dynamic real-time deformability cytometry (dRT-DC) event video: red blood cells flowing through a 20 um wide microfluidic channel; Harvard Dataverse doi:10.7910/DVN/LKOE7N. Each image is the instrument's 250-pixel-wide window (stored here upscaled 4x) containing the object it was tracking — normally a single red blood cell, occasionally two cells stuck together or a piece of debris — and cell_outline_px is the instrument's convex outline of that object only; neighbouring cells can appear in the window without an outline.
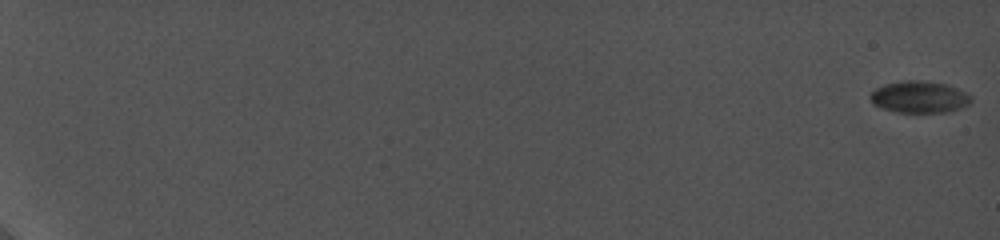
{"species": "common noctule bat (a hibernating species)", "species_latin": "Nyctalus noctula", "temperature_condition": "cold", "stored_images_in_passage": 22, "camera_frame_rate_fps": 5000, "um_per_image_px": 0.085, "animal": {"sex": "female", "body_mass_g": 19.0, "forearm_length_mm": 56.7}, "frame": {"image": 1, "passage_image": 1, "time_ms": 0.0, "image_size_px": [1000, 240], "cell_outline_px": [[972, 100], [968, 104], [944, 112], [896, 112], [872, 104], [872, 92], [876, 88], [884, 84], [900, 80], [920, 80], [944, 84], [968, 92], [972, 96]], "centroid_in_image_um": [78.14, 8.23], "position_along_channel_um": 6.9, "area_um2": 18.44}}
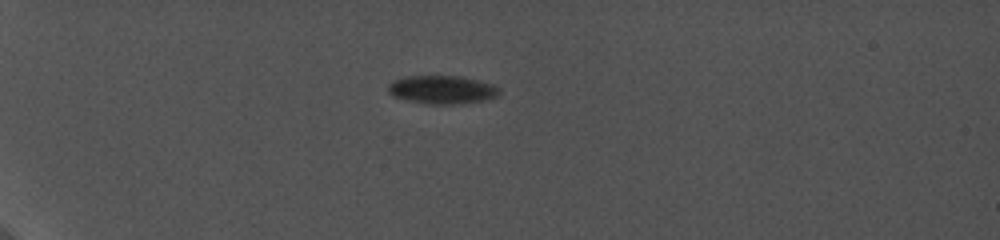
{"frame": {"image": 2, "passage_image": 15, "time_ms": 6.6, "image_size_px": [1000, 240], "cell_outline_px": [[500, 96], [484, 100], [460, 104], [428, 104], [408, 100], [392, 96], [388, 92], [388, 84], [392, 80], [404, 76], [460, 76], [480, 80], [492, 84], [500, 88]], "centroid_in_image_um": [37.59, 7.62], "position_along_channel_um": 47.4, "area_um2": 18.61}}
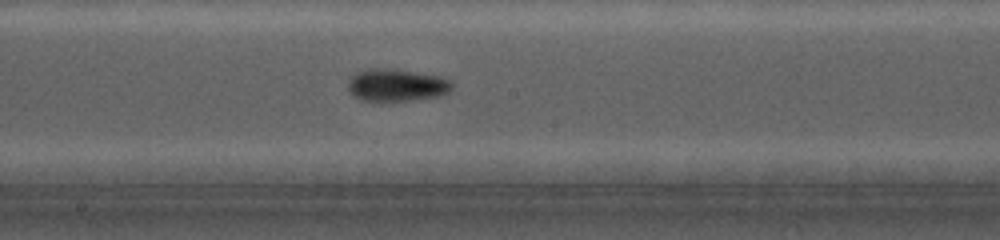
{"frame": {"image": 3, "passage_image": 22, "time_ms": 12.6, "image_size_px": [1000, 240], "cell_outline_px": [[452, 88], [448, 92], [440, 96], [408, 100], [360, 100], [352, 96], [348, 92], [348, 80], [356, 72], [368, 68], [388, 68], [440, 76], [452, 80]], "centroid_in_image_um": [33.68, 7.22], "position_along_channel_um": 214.5, "area_um2": 19.65}}